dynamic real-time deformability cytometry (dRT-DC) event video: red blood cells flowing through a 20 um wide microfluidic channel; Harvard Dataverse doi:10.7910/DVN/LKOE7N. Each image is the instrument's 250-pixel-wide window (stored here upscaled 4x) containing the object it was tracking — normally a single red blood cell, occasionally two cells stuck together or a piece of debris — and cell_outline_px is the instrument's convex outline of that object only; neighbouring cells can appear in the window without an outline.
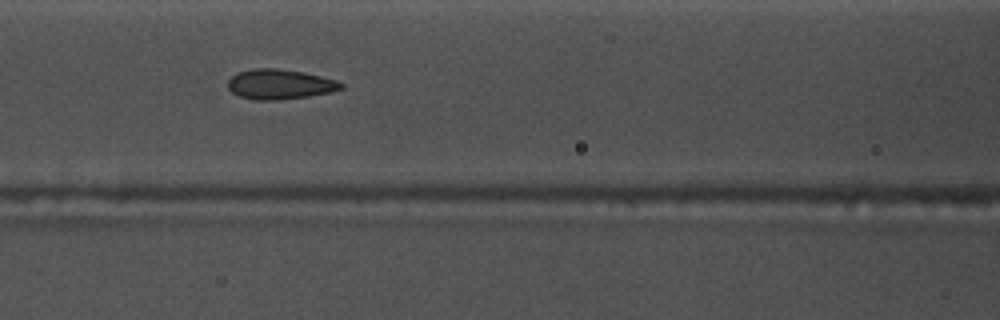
{"species": "common noctule bat (a hibernating species)", "species_latin": "Nyctalus noctula", "temperature_condition": "warm", "stored_images_in_passage": 49, "camera_frame_rate_fps": 3000, "um_per_image_px": 0.085, "animal": {"sex": "male", "body_mass_g": 17.5, "forearm_length_mm": 52.3}, "frame": {"image": 1, "passage_image": 22, "time_ms": 7.0, "image_size_px": [1000, 320], "cell_outline_px": [[344, 88], [328, 92], [308, 96], [276, 100], [256, 100], [240, 96], [232, 92], [228, 88], [228, 80], [236, 72], [252, 68], [276, 68], [304, 72], [336, 80], [344, 84]], "centroid_in_image_um": [23.75, 7.15], "position_along_channel_um": 142.8, "area_um2": 19.71}}
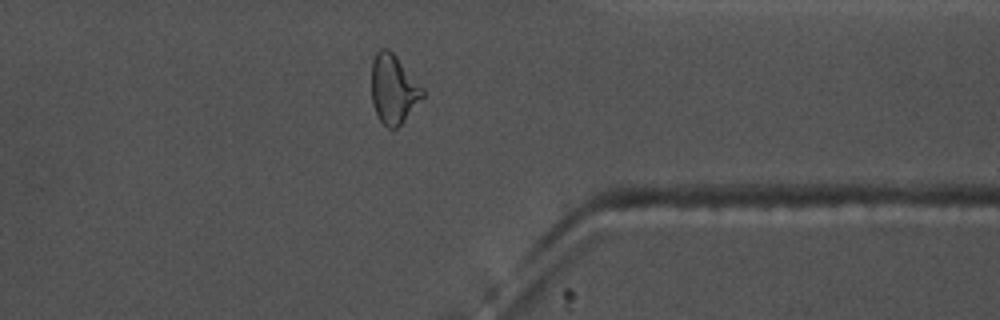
{"frame": {"image": 2, "passage_image": 42, "time_ms": 13.667, "image_size_px": [1000, 320], "cell_outline_px": [[424, 96], [404, 120], [396, 128], [388, 128], [380, 120], [372, 104], [372, 60], [376, 52], [380, 48], [388, 48], [396, 56], [424, 88]], "centroid_in_image_um": [33.44, 7.55], "position_along_channel_um": 378.0, "area_um2": 20.4}}